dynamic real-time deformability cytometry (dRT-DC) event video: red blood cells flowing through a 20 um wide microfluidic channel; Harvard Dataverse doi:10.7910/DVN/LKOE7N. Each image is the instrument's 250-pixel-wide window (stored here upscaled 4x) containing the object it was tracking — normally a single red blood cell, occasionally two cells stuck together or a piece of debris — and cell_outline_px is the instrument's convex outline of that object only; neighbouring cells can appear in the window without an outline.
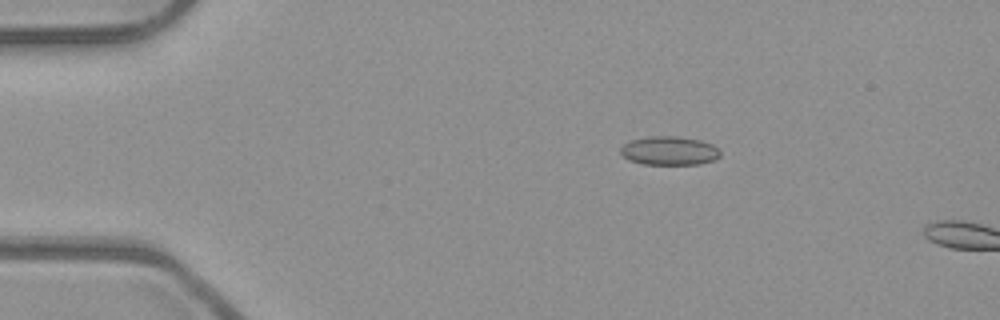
{"species": "common noctule bat (a hibernating species)", "species_latin": "Nyctalus noctula", "temperature_condition": "room temperature", "stored_images_in_passage": 4, "camera_frame_rate_fps": 3000, "um_per_image_px": 0.085, "animal": {"sex": "male", "body_mass_g": 23.1, "forearm_length_mm": 52.7}, "frame": {"image": 1, "passage_image": 3, "time_ms": 0.667, "image_size_px": [1000, 320], "cell_outline_px": [[720, 156], [716, 160], [700, 164], [644, 164], [628, 160], [620, 152], [620, 148], [624, 144], [632, 140], [652, 136], [676, 136], [700, 140], [712, 144], [720, 152]], "centroid_in_image_um": [56.9, 12.82], "position_along_channel_um": 28.1, "area_um2": 16.65}}